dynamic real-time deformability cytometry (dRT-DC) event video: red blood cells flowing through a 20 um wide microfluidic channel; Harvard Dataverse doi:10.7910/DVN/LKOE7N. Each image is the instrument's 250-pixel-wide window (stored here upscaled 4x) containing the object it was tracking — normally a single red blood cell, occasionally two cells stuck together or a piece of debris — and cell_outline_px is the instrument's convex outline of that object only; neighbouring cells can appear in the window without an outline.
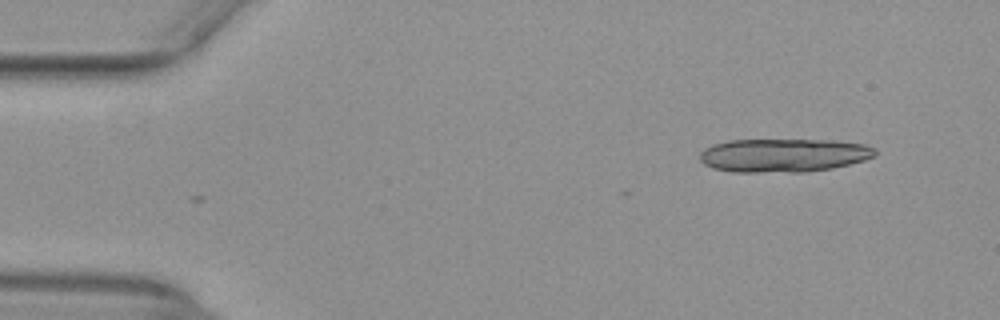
{"species": "common noctule bat (a hibernating species)", "species_latin": "Nyctalus noctula", "temperature_condition": "warm", "stored_images_in_passage": 2, "camera_frame_rate_fps": 3000, "um_per_image_px": 0.085, "animal": {"sex": "female", "body_mass_g": 29.2, "forearm_length_mm": 56.3}, "frame": {"image": 1, "passage_image": 2, "time_ms": 0.333, "image_size_px": [1000, 320], "cell_outline_px": [[876, 156], [864, 160], [832, 168], [808, 172], [732, 172], [712, 168], [704, 164], [700, 160], [700, 152], [704, 148], [712, 144], [728, 140], [836, 140], [864, 144], [876, 148]], "centroid_in_image_um": [66.6, 13.2], "position_along_channel_um": 18.4, "area_um2": 34.56}}